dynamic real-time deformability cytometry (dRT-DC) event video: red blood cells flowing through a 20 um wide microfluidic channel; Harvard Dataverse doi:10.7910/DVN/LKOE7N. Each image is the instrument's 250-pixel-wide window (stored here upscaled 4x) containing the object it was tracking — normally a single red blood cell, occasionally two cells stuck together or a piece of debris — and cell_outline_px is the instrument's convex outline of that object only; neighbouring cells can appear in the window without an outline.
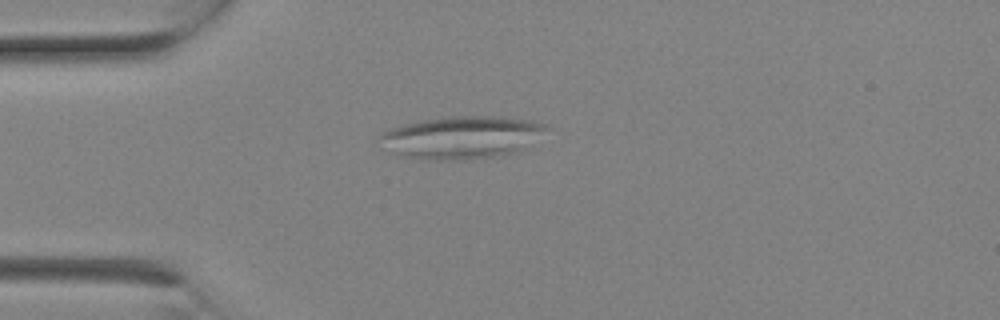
{"species": "Egyptian fruit bat (a non-hibernating species)", "species_latin": "Rousettus aegyptiacus", "temperature_condition": "room temperature", "stored_images_in_passage": 1, "camera_frame_rate_fps": 3000, "um_per_image_px": 0.085, "animal": {"sex": "female"}, "frame": {"image": 1, "passage_image": 1, "time_ms": 0.0, "image_size_px": [1000, 320], "cell_outline_px": [[552, 128], [528, 148], [516, 152], [468, 160], [424, 160], [404, 156], [396, 152], [380, 136], [380, 132], [388, 128], [420, 120], [452, 116], [500, 116], [532, 120], [548, 124]], "centroid_in_image_um": [39.41, 11.66], "position_along_channel_um": 45.6, "area_um2": 41.56}}